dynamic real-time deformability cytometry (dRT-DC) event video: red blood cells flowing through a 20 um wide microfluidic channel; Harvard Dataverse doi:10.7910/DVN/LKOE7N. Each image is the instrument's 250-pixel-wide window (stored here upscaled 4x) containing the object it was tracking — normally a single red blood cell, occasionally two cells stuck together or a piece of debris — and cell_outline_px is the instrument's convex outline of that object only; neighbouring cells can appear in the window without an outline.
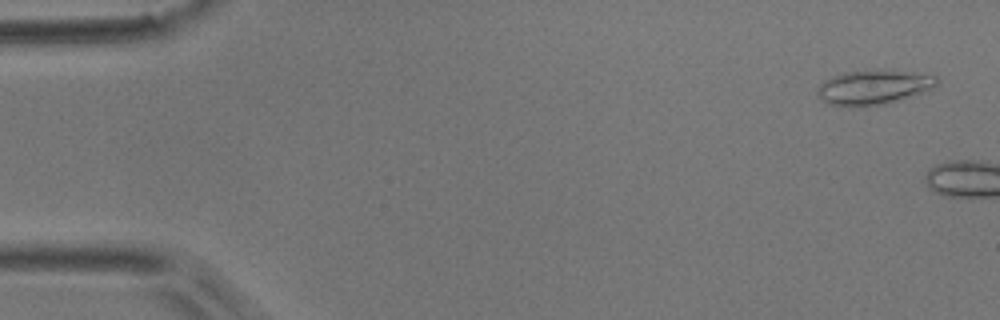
{"species": "common noctule bat (a hibernating species)", "species_latin": "Nyctalus noctula", "temperature_condition": "room temperature", "stored_images_in_passage": 5, "camera_frame_rate_fps": 3000, "um_per_image_px": 0.085, "animal": {"sex": "male", "body_mass_g": 17.9}, "frame": {"image": 1, "passage_image": 2, "time_ms": 0.333, "image_size_px": [1000, 320], "cell_outline_px": [[940, 80], [932, 88], [884, 104], [860, 108], [852, 108], [832, 104], [824, 100], [816, 92], [820, 84], [824, 80], [832, 76], [844, 72], [884, 68], [892, 68], [916, 72], [936, 76]], "centroid_in_image_um": [74.25, 7.38], "position_along_channel_um": 10.7, "area_um2": 24.45}}